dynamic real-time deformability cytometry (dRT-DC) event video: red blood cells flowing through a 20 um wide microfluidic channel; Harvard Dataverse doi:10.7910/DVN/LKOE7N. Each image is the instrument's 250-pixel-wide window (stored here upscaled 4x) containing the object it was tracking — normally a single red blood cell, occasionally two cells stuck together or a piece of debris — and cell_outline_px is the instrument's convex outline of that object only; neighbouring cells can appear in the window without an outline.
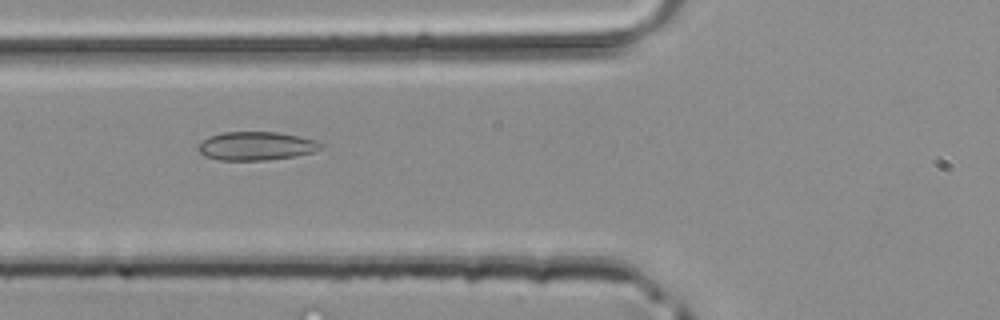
{"species": "common noctule bat (a hibernating species)", "species_latin": "Nyctalus noctula", "temperature_condition": "room temperature", "stored_images_in_passage": 3, "camera_frame_rate_fps": 3000, "um_per_image_px": 0.085, "animal": {"sex": "male", "body_mass_g": 20.4}, "frame": {"image": 1, "passage_image": 3, "time_ms": 0.667, "image_size_px": [1000, 320], "cell_outline_px": [[324, 144], [320, 148], [312, 152], [296, 156], [268, 160], [220, 160], [204, 156], [196, 148], [208, 136], [224, 132], [276, 132], [300, 136], [316, 140]], "centroid_in_image_um": [21.78, 12.41], "position_along_channel_um": 104.0, "area_um2": 20.4}}